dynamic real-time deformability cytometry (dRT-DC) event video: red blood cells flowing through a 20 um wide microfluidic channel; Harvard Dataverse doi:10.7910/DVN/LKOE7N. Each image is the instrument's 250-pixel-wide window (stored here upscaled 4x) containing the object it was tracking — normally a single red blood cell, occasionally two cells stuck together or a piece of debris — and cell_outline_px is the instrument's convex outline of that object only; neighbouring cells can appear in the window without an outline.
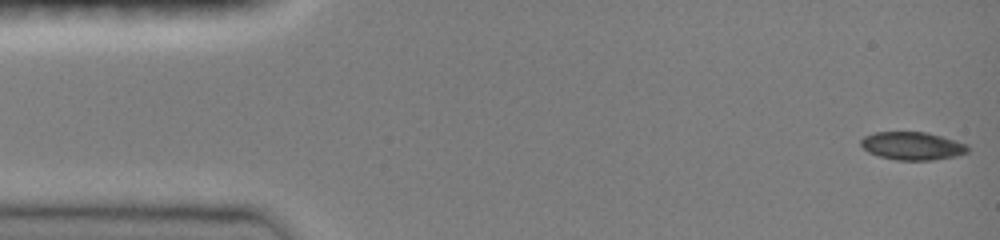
{"species": "common noctule bat (a hibernating species)", "species_latin": "Nyctalus noctula", "temperature_condition": "room temperature", "stored_images_in_passage": 47, "camera_frame_rate_fps": 3000, "um_per_image_px": 0.085, "animal": {"sex": "female", "body_mass_g": 19.0, "forearm_length_mm": 51.5}, "frame": {"image": 1, "passage_image": 1, "time_ms": 0.0, "image_size_px": [1000, 240], "cell_outline_px": [[968, 152], [956, 156], [932, 160], [896, 160], [880, 156], [868, 152], [860, 144], [860, 140], [864, 136], [876, 132], [928, 132], [968, 144]], "centroid_in_image_um": [77.55, 12.4], "position_along_channel_um": 7.4, "area_um2": 17.46}}
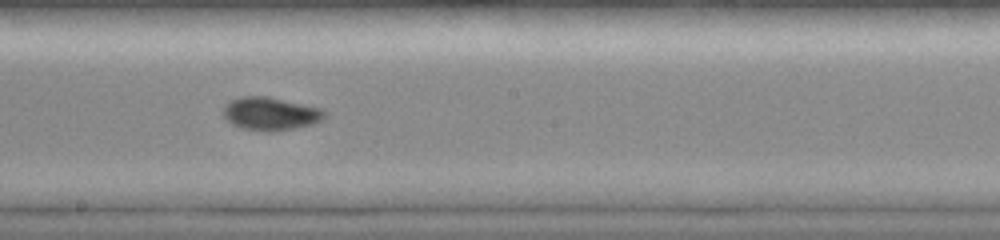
{"frame": {"image": 2, "passage_image": 26, "time_ms": 8.333, "image_size_px": [1000, 240], "cell_outline_px": [[328, 112], [320, 120], [312, 124], [296, 128], [268, 132], [244, 128], [232, 124], [224, 116], [224, 108], [232, 100], [240, 96], [268, 96], [324, 108]], "centroid_in_image_um": [23.05, 9.65], "position_along_channel_um": 225.2, "area_um2": 19.48}}
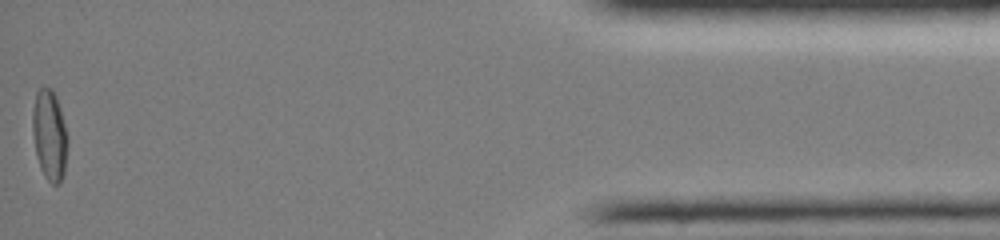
{"frame": {"image": 3, "passage_image": 47, "time_ms": 15.333, "image_size_px": [1000, 240], "cell_outline_px": [[68, 144], [64, 172], [60, 184], [52, 184], [44, 176], [40, 168], [36, 156], [32, 132], [32, 108], [36, 92], [40, 88], [52, 88], [56, 96], [60, 108], [68, 136]], "centroid_in_image_um": [4.2, 11.49], "position_along_channel_um": 431.0, "area_um2": 18.79}, "authors_computed_cell_mechanics": {"area_um2": 18.0914, "velocity_mm_per_s": 4.0349, "shape_relaxation_time_tau1_ms": 9.1242, "shape_relaxation_time_tau2_ms": 2.0923, "deformation_change_tau1": 0.1958, "deformation_change_tau2": 0.036}}